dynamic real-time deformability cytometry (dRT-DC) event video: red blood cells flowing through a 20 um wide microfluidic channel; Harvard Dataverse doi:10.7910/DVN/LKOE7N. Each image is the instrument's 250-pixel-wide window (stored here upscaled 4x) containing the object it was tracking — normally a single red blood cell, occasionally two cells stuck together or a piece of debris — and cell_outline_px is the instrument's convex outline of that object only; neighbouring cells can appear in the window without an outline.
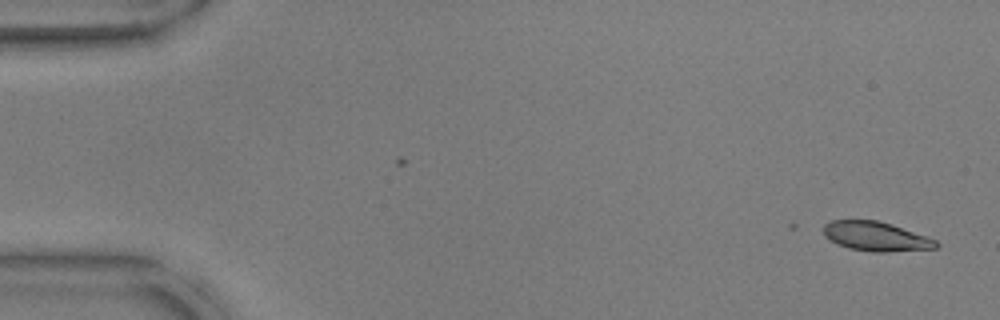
{"species": "common noctule bat (a hibernating species)", "species_latin": "Nyctalus noctula", "temperature_condition": "warm", "stored_images_in_passage": 35, "camera_frame_rate_fps": 3000, "um_per_image_px": 0.085, "animal": {"sex": "male", "body_mass_g": 17.9, "forearm_length_mm": 54.2}, "frame": {"image": 1, "passage_image": 1, "time_ms": 0.0, "image_size_px": [1000, 320], "cell_outline_px": [[940, 244], [936, 248], [888, 252], [872, 252], [848, 248], [836, 244], [828, 240], [824, 236], [824, 224], [832, 220], [880, 220], [928, 236], [936, 240]], "centroid_in_image_um": [74.45, 20.09], "position_along_channel_um": 10.5, "area_um2": 19.54}}
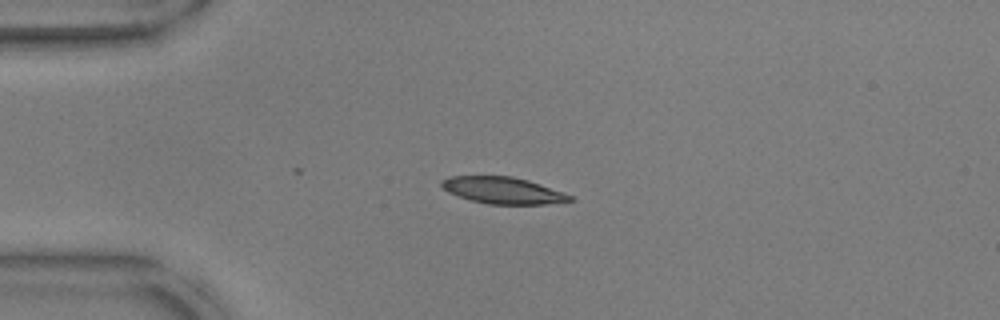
{"frame": {"image": 2, "passage_image": 12, "time_ms": 3.667, "image_size_px": [1000, 320], "cell_outline_px": [[576, 200], [544, 204], [488, 204], [472, 200], [448, 192], [440, 184], [440, 180], [448, 176], [512, 176], [528, 180], [540, 184], [572, 196]], "centroid_in_image_um": [42.73, 16.17], "position_along_channel_um": 42.3, "area_um2": 19.77}}